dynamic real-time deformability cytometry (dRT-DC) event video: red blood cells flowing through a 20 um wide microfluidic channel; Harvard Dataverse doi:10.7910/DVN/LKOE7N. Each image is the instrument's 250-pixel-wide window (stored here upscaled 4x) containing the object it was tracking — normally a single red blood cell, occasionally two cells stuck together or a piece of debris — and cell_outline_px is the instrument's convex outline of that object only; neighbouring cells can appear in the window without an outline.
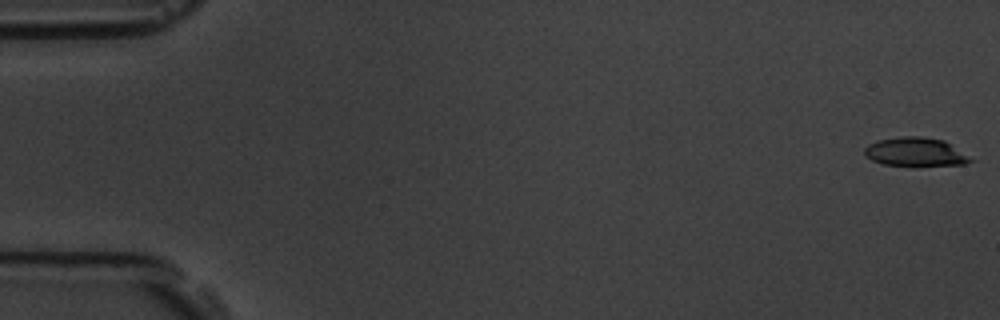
{"species": "common noctule bat (a hibernating species)", "species_latin": "Nyctalus noctula", "temperature_condition": "room temperature", "stored_images_in_passage": 14, "camera_frame_rate_fps": 3000, "um_per_image_px": 0.085, "animal": {"sex": "male", "body_mass_g": 19.5, "forearm_length_mm": 54.6}, "frame": {"image": 1, "passage_image": 1, "time_ms": 0.0, "image_size_px": [1000, 320], "cell_outline_px": [[976, 160], [964, 164], [884, 164], [872, 160], [864, 156], [864, 148], [868, 144], [876, 140], [900, 136], [924, 136], [944, 140]], "centroid_in_image_um": [77.79, 12.87], "position_along_channel_um": 7.2, "area_um2": 17.46}}